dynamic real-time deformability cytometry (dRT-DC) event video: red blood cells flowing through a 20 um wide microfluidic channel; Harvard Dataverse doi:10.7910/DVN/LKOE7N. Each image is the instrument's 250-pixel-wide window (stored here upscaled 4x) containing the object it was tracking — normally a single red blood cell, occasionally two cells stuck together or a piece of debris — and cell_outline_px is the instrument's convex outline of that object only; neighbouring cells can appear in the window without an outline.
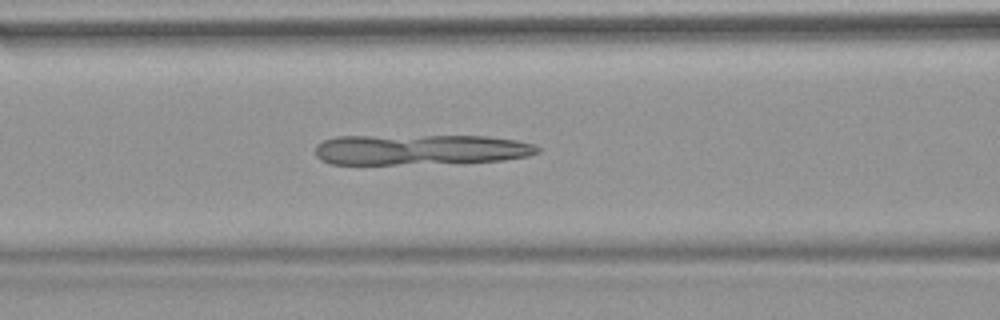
{"species": "common noctule bat (a hibernating species)", "species_latin": "Nyctalus noctula", "temperature_condition": "warm", "stored_images_in_passage": 44, "camera_frame_rate_fps": 3000, "um_per_image_px": 0.085, "animal": {"sex": "female", "body_mass_g": 18.4}, "frame": {"image": 1, "passage_image": 13, "time_ms": 4.0, "image_size_px": [1000, 320], "cell_outline_px": [[540, 152], [528, 156], [504, 160], [396, 164], [332, 164], [320, 160], [316, 156], [316, 144], [324, 140], [336, 136], [488, 136], [516, 140], [532, 144], [540, 148]], "centroid_in_image_um": [35.69, 12.71], "position_along_channel_um": 130.9, "area_um2": 39.3}}